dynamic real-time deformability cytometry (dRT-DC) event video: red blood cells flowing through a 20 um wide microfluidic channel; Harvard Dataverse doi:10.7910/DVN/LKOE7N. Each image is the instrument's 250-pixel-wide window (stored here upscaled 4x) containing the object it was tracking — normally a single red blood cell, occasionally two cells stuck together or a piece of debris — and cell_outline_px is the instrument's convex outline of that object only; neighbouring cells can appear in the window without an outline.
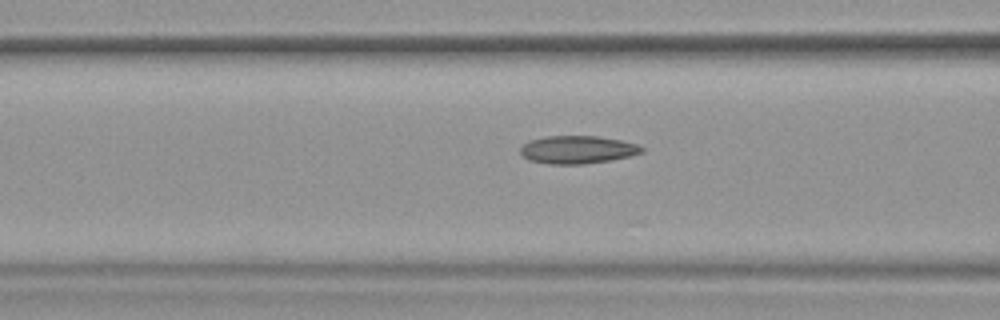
{"species": "common noctule bat (a hibernating species)", "species_latin": "Nyctalus noctula", "temperature_condition": "warm", "stored_images_in_passage": 33, "camera_frame_rate_fps": 3000, "um_per_image_px": 0.085, "animal": {"sex": "female", "body_mass_g": 19.9}, "frame": {"image": 1, "passage_image": 10, "time_ms": 3.0, "image_size_px": [1000, 320], "cell_outline_px": [[644, 152], [612, 160], [584, 164], [548, 164], [528, 160], [520, 152], [520, 148], [528, 140], [544, 136], [596, 136], [620, 140], [636, 144], [644, 148]], "centroid_in_image_um": [49.06, 12.72], "position_along_channel_um": 117.5, "area_um2": 19.77}}
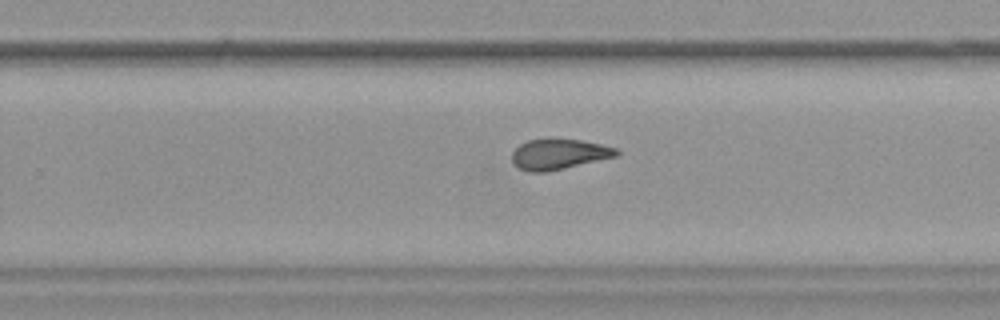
{"frame": {"image": 2, "passage_image": 23, "time_ms": 7.333, "image_size_px": [1000, 320], "cell_outline_px": [[620, 152], [616, 156], [548, 172], [528, 172], [512, 164], [512, 152], [520, 144], [528, 140], [580, 140], [600, 144], [616, 148]], "centroid_in_image_um": [47.47, 13.13], "position_along_channel_um": 282.3, "area_um2": 18.21}, "authors_computed_cell_mechanics": {"area_um2": 19.2474, "velocity_mm_per_s": 3.8106, "shape_relaxation_time_tau1_ms": 10.6123, "shape_relaxation_time_tau2_ms": 2.6291, "deformation_change_tau1": 0.2147, "deformation_change_tau2": 0.0942}}